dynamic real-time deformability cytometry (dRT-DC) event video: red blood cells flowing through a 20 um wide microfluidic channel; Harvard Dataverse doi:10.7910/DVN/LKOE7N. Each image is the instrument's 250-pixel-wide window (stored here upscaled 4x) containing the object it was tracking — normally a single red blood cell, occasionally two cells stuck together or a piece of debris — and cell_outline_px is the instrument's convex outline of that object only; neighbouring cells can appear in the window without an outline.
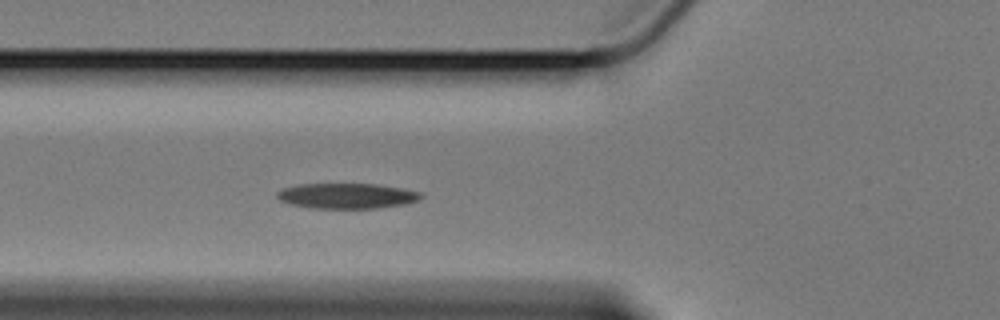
{"species": "Egyptian fruit bat (a non-hibernating species)", "species_latin": "Rousettus aegyptiacus", "temperature_condition": "cold", "stored_images_in_passage": 51, "camera_frame_rate_fps": 3000, "um_per_image_px": 0.085, "animal": {"sex": "female"}, "frame": {"image": 1, "passage_image": 14, "time_ms": 4.333, "image_size_px": [1000, 320], "cell_outline_px": [[424, 196], [416, 200], [404, 204], [380, 208], [308, 208], [288, 204], [280, 200], [276, 196], [276, 192], [284, 188], [296, 184], [376, 184], [404, 188], [420, 192]], "centroid_in_image_um": [29.45, 16.65], "position_along_channel_um": 96.4, "area_um2": 21.39}}
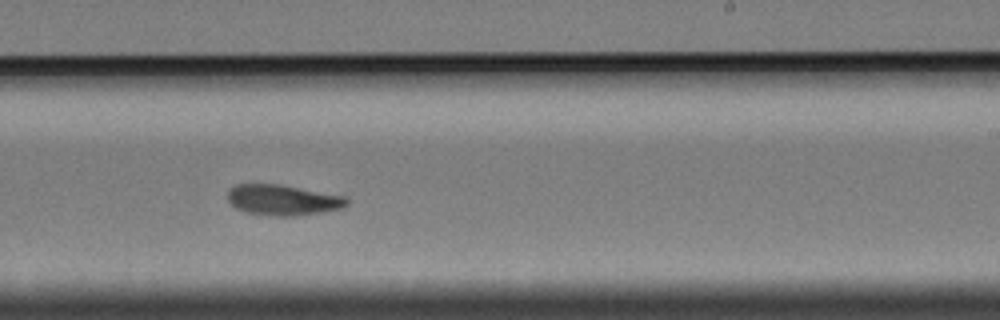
{"frame": {"image": 2, "passage_image": 29, "time_ms": 9.333, "image_size_px": [1000, 320], "cell_outline_px": [[348, 204], [340, 208], [324, 212], [296, 216], [272, 216], [248, 212], [236, 208], [228, 200], [228, 188], [232, 184], [280, 184], [348, 196]], "centroid_in_image_um": [24.06, 16.99], "position_along_channel_um": 264.9, "area_um2": 21.5}}
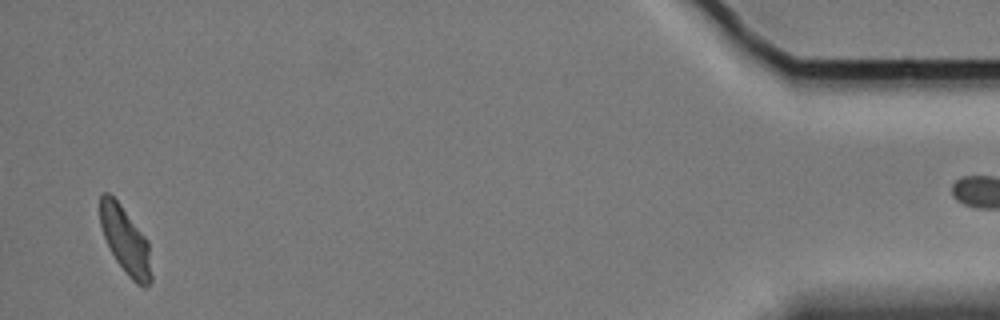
{"frame": {"image": 3, "passage_image": 50, "time_ms": 16.333, "image_size_px": [1000, 320], "cell_outline_px": [[152, 280], [144, 288], [136, 284], [128, 276], [116, 260], [104, 236], [100, 224], [100, 196], [104, 192], [108, 192], [120, 204], [148, 240], [152, 276]], "centroid_in_image_um": [10.68, 20.46], "position_along_channel_um": 424.5, "area_um2": 19.83}, "authors_computed_cell_mechanics": {"area_um2": 21.5016, "velocity_mm_per_s": 3.3716, "shape_relaxation_time_tau1_ms": 4.0532, "shape_relaxation_time_tau2_ms": 4.9478, "deformation_change_tau1": 0.1435, "deformation_change_tau2": 0.11}}